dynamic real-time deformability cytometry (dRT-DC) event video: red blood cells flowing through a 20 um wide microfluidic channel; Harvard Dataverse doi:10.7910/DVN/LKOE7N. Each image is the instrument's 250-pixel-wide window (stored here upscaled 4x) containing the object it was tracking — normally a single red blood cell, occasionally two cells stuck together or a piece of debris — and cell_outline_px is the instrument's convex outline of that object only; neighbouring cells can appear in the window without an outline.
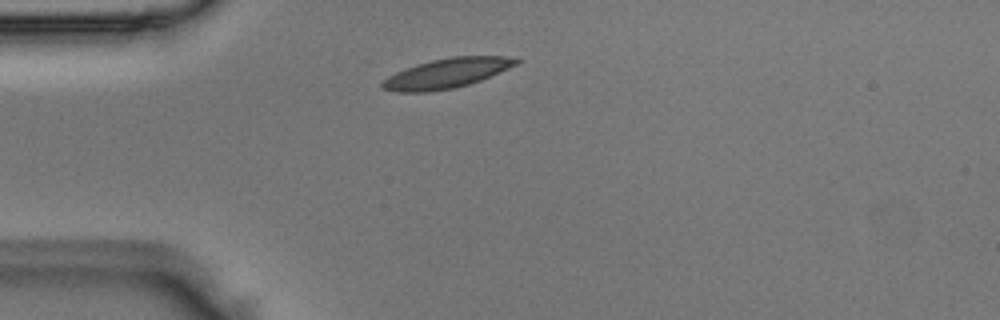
{"species": "Egyptian fruit bat (a non-hibernating species)", "species_latin": "Rousettus aegyptiacus", "temperature_condition": "room temperature", "stored_images_in_passage": 1, "camera_frame_rate_fps": 3000, "um_per_image_px": 0.085, "animal": {"sex": "male"}, "frame": {"image": 1, "passage_image": 1, "time_ms": 0.0, "image_size_px": [1000, 320], "cell_outline_px": [[520, 60], [516, 64], [500, 72], [480, 80], [468, 84], [452, 88], [428, 92], [396, 92], [380, 88], [380, 84], [388, 76], [396, 72], [416, 64], [432, 60], [452, 56], [504, 56]], "centroid_in_image_um": [37.92, 6.23], "position_along_channel_um": 47.1, "area_um2": 22.95}}